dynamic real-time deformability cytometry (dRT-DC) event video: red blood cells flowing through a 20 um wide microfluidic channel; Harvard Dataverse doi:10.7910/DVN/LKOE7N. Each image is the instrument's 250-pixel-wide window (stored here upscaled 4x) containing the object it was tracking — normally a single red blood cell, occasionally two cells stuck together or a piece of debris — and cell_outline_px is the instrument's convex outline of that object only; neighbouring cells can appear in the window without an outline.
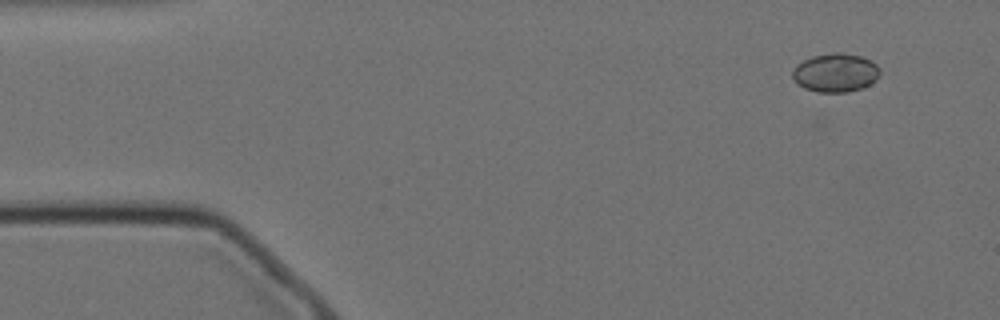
{"species": "Egyptian fruit bat (a non-hibernating species)", "species_latin": "Rousettus aegyptiacus", "temperature_condition": "cold", "stored_images_in_passage": 15, "camera_frame_rate_fps": 3000, "um_per_image_px": 0.085, "animal": {"sex": "female"}, "frame": {"image": 1, "passage_image": 8, "time_ms": 2.333, "image_size_px": [1000, 320], "cell_outline_px": [[880, 72], [876, 80], [860, 88], [848, 92], [816, 92], [804, 88], [796, 84], [792, 76], [792, 72], [796, 64], [812, 56], [832, 52], [840, 52], [860, 56], [872, 60], [880, 68]], "centroid_in_image_um": [70.99, 6.17], "position_along_channel_um": 14.0, "area_um2": 19.83}}